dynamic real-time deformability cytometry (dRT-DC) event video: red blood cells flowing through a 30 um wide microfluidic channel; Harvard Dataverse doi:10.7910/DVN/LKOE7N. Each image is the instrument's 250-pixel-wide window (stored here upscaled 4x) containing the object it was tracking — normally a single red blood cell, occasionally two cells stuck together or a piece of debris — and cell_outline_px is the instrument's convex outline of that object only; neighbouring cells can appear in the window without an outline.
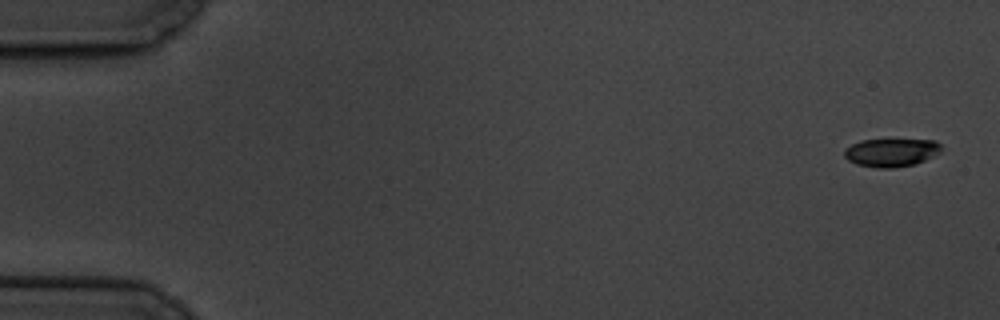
{"species": "common noctule bat (a hibernating species)", "species_latin": "Nyctalus noctula", "temperature_condition": "cold", "stored_images_in_passage": 5, "camera_frame_rate_fps": 3000, "um_per_image_px": 0.085, "animal": {"sex": "male", "body_mass_g": 19.5, "forearm_length_mm": 54.6}, "frame": {"image": 1, "passage_image": 1, "time_ms": 0.0, "image_size_px": [1000, 320], "cell_outline_px": [[940, 152], [916, 164], [892, 168], [876, 168], [856, 164], [848, 160], [844, 156], [844, 148], [860, 140], [936, 140], [940, 144]], "centroid_in_image_um": [75.72, 12.97], "position_along_channel_um": 9.3, "area_um2": 15.9}}
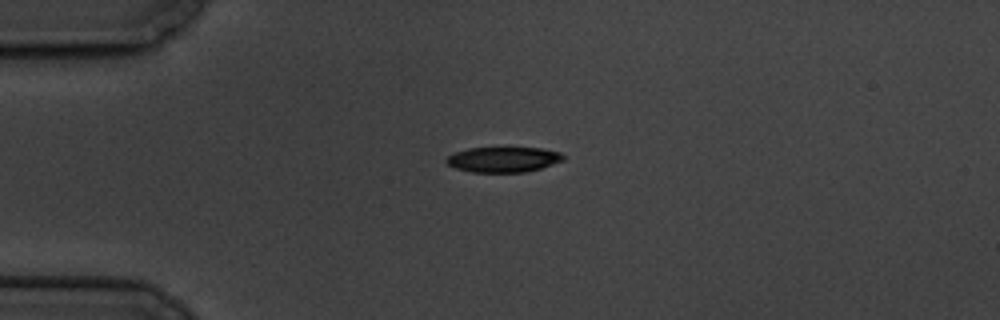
{"frame": {"image": 2, "passage_image": 4, "time_ms": 4.333, "image_size_px": [1000, 320], "cell_outline_px": [[564, 160], [540, 168], [524, 172], [472, 172], [456, 168], [448, 164], [444, 160], [448, 156], [456, 152], [468, 148], [540, 148], [560, 152], [564, 156]], "centroid_in_image_um": [42.77, 13.55], "position_along_channel_um": 42.2, "area_um2": 17.05}}